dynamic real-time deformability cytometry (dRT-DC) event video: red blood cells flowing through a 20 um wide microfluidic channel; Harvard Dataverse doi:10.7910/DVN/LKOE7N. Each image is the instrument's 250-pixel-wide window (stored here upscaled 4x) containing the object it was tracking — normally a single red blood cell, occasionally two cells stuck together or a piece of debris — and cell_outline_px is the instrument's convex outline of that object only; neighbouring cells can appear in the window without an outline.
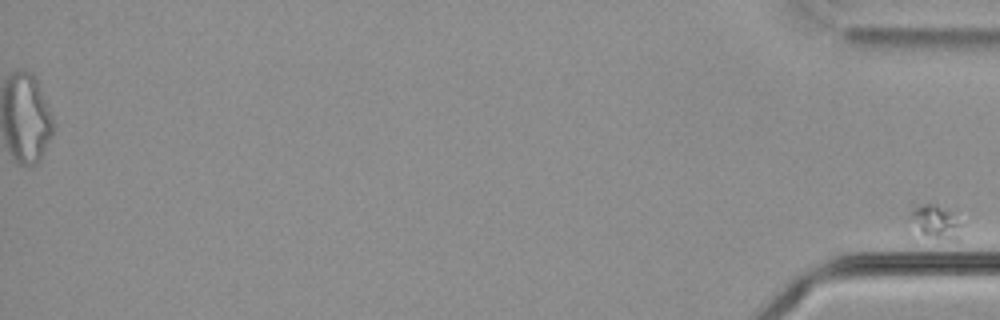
{"species": "common noctule bat (a hibernating species)", "species_latin": "Nyctalus noctula", "temperature_condition": "cold", "stored_images_in_passage": 56, "segment_of_instrument_passage": [2, 2], "camera_frame_rate_fps": 3000, "um_per_image_px": 0.085, "animal": {"sex": "male", "body_mass_g": 21.5, "forearm_length_mm": 52.0}, "frame": {"image": 1, "passage_image": 56, "time_ms": 18.333, "image_size_px": [1000, 320], "cell_outline_px": [[960, 240], [936, 240], [908, 236], [904, 232], [908, 212], [912, 208], [924, 204], [936, 204], [956, 212]], "centroid_in_image_um": [79.25, 18.96], "position_along_channel_um": 356.0, "area_um2": 11.91}}